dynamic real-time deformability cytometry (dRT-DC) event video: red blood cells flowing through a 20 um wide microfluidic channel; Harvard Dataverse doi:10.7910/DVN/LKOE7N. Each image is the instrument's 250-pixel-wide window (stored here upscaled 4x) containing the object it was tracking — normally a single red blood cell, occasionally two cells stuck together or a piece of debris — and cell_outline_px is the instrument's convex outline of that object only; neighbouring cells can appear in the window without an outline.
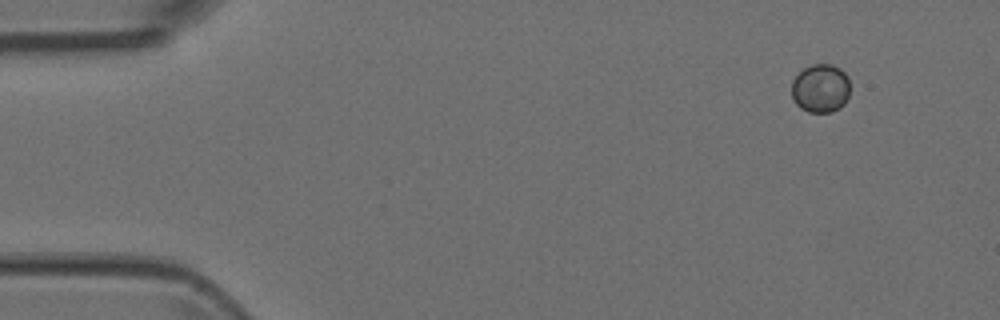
{"species": "Egyptian fruit bat (a non-hibernating species)", "species_latin": "Rousettus aegyptiacus", "temperature_condition": "room temperature", "stored_images_in_passage": 4, "camera_frame_rate_fps": 3000, "um_per_image_px": 0.085, "animal": {"sex": "female"}, "frame": {"image": 1, "passage_image": 1, "time_ms": 0.0, "image_size_px": [1000, 320], "cell_outline_px": [[848, 96], [844, 104], [840, 108], [832, 112], [808, 112], [800, 108], [796, 104], [792, 96], [792, 80], [804, 68], [812, 64], [832, 64], [840, 68], [848, 76]], "centroid_in_image_um": [69.74, 7.51], "position_along_channel_um": 15.3, "area_um2": 16.59}}
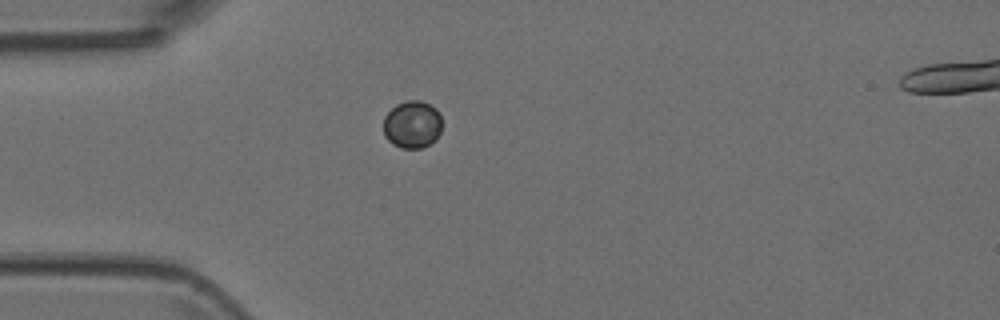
{"frame": {"image": 2, "passage_image": 4, "time_ms": 1.0, "image_size_px": [1000, 320], "cell_outline_px": [[440, 132], [436, 140], [420, 148], [400, 148], [392, 144], [384, 136], [384, 116], [396, 104], [408, 100], [420, 100], [436, 108], [440, 116]], "centroid_in_image_um": [35.02, 10.58], "position_along_channel_um": 50.0, "area_um2": 16.18}}